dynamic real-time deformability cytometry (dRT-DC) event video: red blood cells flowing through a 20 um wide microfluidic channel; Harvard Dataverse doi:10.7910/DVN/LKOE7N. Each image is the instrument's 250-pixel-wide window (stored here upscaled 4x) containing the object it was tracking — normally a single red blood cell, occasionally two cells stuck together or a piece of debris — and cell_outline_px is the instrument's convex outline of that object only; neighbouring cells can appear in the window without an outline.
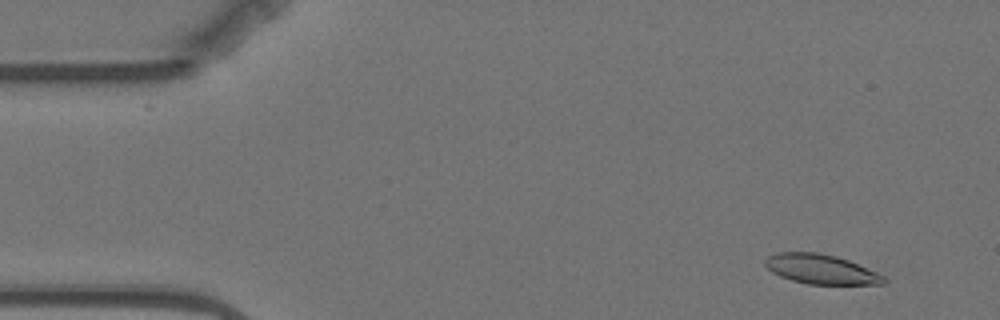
{"species": "Egyptian fruit bat (a non-hibernating species)", "species_latin": "Rousettus aegyptiacus", "temperature_condition": "warm", "stored_images_in_passage": 4, "camera_frame_rate_fps": 3000, "um_per_image_px": 0.085, "animal": {"sex": "female"}, "frame": {"image": 1, "passage_image": 2, "time_ms": 1.333, "image_size_px": [1000, 320], "cell_outline_px": [[888, 280], [884, 284], [808, 284], [792, 280], [780, 276], [772, 272], [764, 264], [764, 260], [768, 256], [776, 252], [816, 252], [836, 256], [848, 260], [876, 272], [884, 276]], "centroid_in_image_um": [69.76, 22.88], "position_along_channel_um": 15.2, "area_um2": 20.4}}
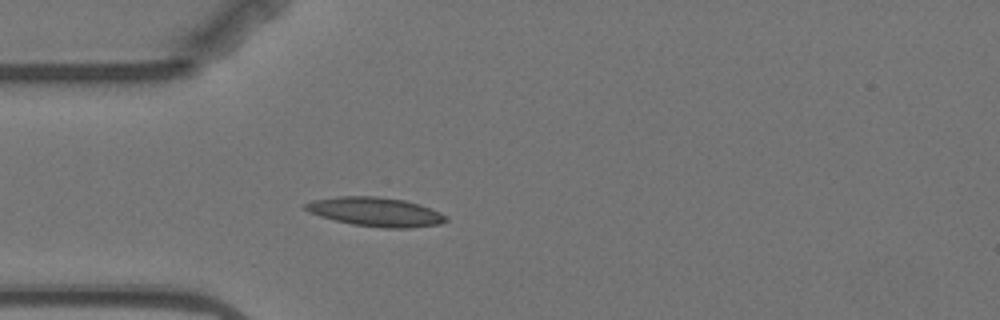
{"frame": {"image": 2, "passage_image": 4, "time_ms": 5.0, "image_size_px": [1000, 320], "cell_outline_px": [[448, 220], [440, 224], [408, 228], [384, 228], [352, 224], [320, 216], [308, 212], [304, 208], [304, 204], [312, 200], [336, 196], [376, 196], [404, 200], [420, 204], [440, 212], [448, 216]], "centroid_in_image_um": [31.93, 18.0], "position_along_channel_um": 53.1, "area_um2": 23.87}}